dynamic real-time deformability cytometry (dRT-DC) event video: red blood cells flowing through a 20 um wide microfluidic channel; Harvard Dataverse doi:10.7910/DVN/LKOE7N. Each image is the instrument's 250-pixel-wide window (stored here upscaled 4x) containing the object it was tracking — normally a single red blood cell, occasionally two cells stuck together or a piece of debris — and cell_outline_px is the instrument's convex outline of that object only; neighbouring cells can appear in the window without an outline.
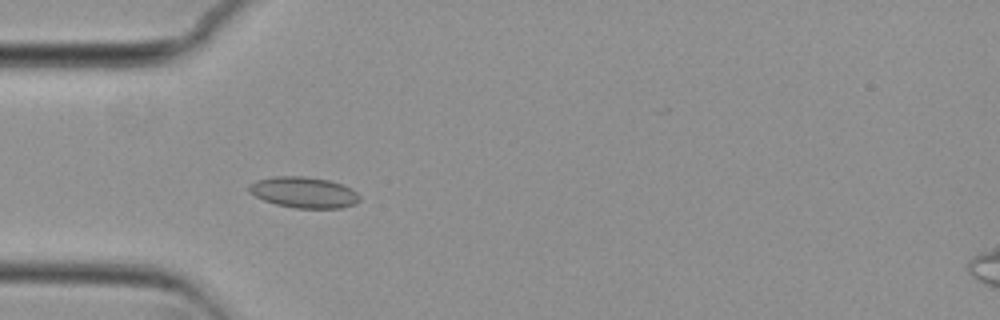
{"species": "common noctule bat (a hibernating species)", "species_latin": "Nyctalus noctula", "temperature_condition": "cold", "stored_images_in_passage": 11, "camera_frame_rate_fps": 3000, "um_per_image_px": 0.085, "animal": {"sex": "female", "body_mass_g": 29.2, "forearm_length_mm": 56.3}, "frame": {"image": 1, "passage_image": 5, "time_ms": 1.333, "image_size_px": [1000, 320], "cell_outline_px": [[360, 200], [356, 204], [340, 208], [296, 208], [276, 204], [264, 200], [248, 192], [248, 184], [256, 180], [276, 176], [304, 176], [328, 180], [352, 188], [360, 196]], "centroid_in_image_um": [25.82, 16.35], "position_along_channel_um": 59.2, "area_um2": 20.0}}
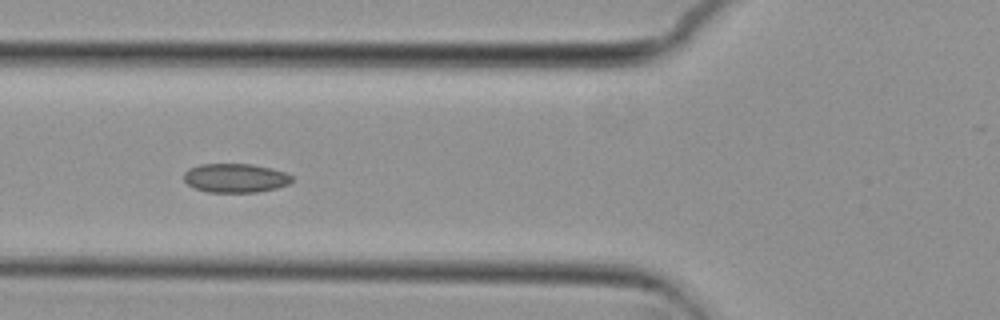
{"frame": {"image": 2, "passage_image": 9, "time_ms": 2.667, "image_size_px": [1000, 320], "cell_outline_px": [[292, 180], [288, 184], [276, 188], [256, 192], [208, 192], [196, 188], [188, 184], [184, 180], [184, 172], [188, 168], [200, 164], [252, 164], [272, 168], [284, 172], [292, 176]], "centroid_in_image_um": [19.99, 15.12], "position_along_channel_um": 105.8, "area_um2": 18.21}}